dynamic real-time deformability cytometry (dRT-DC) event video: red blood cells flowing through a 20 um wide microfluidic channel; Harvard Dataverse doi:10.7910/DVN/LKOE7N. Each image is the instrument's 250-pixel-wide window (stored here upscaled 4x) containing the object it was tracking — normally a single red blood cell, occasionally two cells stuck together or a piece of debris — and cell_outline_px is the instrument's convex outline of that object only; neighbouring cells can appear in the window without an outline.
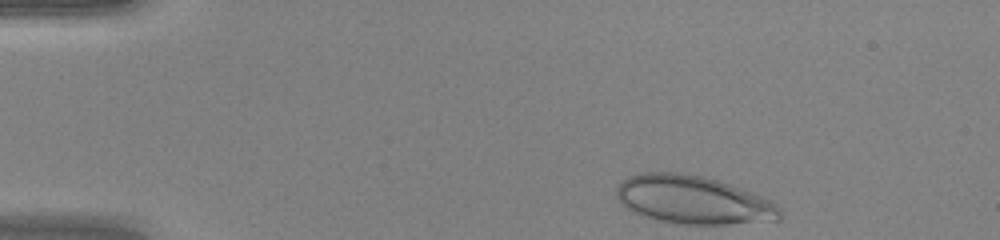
{"species": "human", "species_latin": "Homo sapiens", "temperature_condition": "warm", "stored_images_in_passage": 42, "camera_frame_rate_fps": 3000, "um_per_image_px": 0.085, "donor": {"sex": "female"}, "frame": {"image": 1, "passage_image": 1, "time_ms": 0.0, "image_size_px": [1000, 240], "cell_outline_px": [[780, 220], [728, 224], [672, 224], [656, 220], [632, 212], [616, 196], [616, 188], [628, 176], [644, 172], [680, 172], [704, 176], [740, 188], [760, 196], [776, 204], [780, 208]], "centroid_in_image_um": [58.89, 16.99], "position_along_channel_um": 26.1, "area_um2": 45.78}}
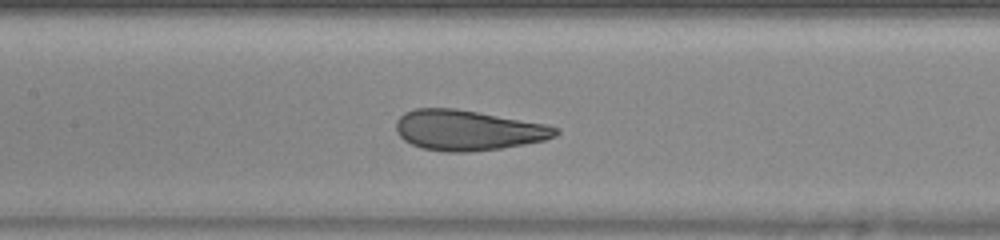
{"frame": {"image": 2, "passage_image": 17, "time_ms": 5.333, "image_size_px": [1000, 240], "cell_outline_px": [[560, 132], [556, 136], [544, 140], [524, 144], [500, 148], [468, 152], [448, 152], [420, 148], [404, 140], [396, 132], [396, 120], [404, 112], [416, 108], [456, 108], [544, 124], [560, 128]], "centroid_in_image_um": [39.74, 11.07], "position_along_channel_um": 167.7, "area_um2": 37.4}}
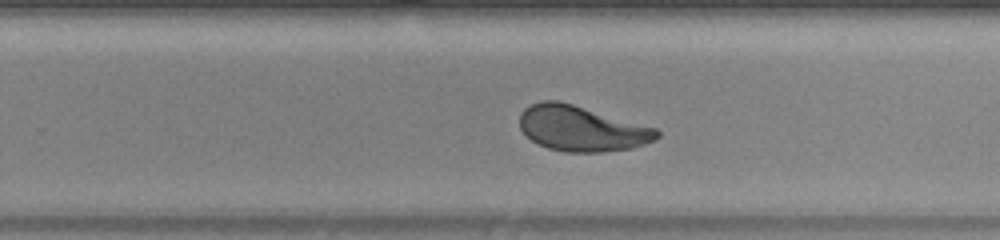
{"frame": {"image": 3, "passage_image": 25, "time_ms": 8.0, "image_size_px": [1000, 240], "cell_outline_px": [[660, 136], [644, 144], [632, 148], [604, 152], [564, 152], [548, 148], [532, 140], [520, 128], [520, 112], [524, 108], [540, 100], [556, 100], [572, 104], [656, 128], [660, 132]], "centroid_in_image_um": [49.42, 10.93], "position_along_channel_um": 280.4, "area_um2": 36.01}, "authors_computed_cell_mechanics": {"area_um2": 37.0787, "velocity_mm_per_s": 4.2504, "shape_relaxation_time_tau1_ms": 4.2756, "shape_relaxation_time_tau2_ms": null, "deformation_change_tau1": 0.1882, "deformation_change_tau2": null}}